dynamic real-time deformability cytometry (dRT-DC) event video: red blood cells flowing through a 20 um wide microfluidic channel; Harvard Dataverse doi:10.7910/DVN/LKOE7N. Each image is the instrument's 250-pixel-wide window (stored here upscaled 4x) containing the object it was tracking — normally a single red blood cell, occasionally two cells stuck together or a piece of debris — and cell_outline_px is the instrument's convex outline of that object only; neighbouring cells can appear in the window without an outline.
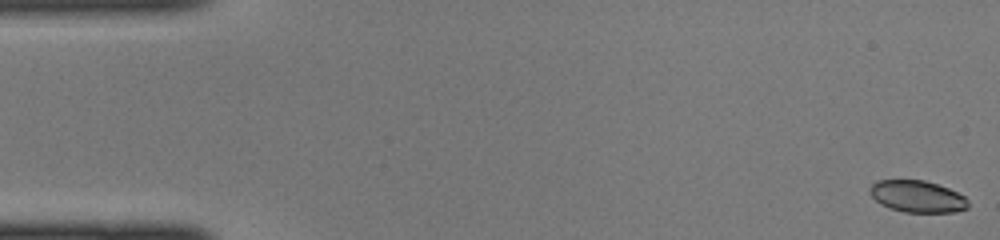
{"species": "common noctule bat (a hibernating species)", "species_latin": "Nyctalus noctula", "temperature_condition": "cold", "stored_images_in_passage": 45, "camera_frame_rate_fps": 3000, "um_per_image_px": 0.085, "animal": {"sex": "female", "body_mass_g": 22.0, "forearm_length_mm": 56.7}, "frame": {"image": 1, "passage_image": 1, "time_ms": 0.0, "image_size_px": [1000, 240], "cell_outline_px": [[968, 208], [952, 212], [904, 212], [892, 208], [876, 200], [868, 192], [868, 188], [876, 180], [924, 180], [948, 188], [964, 196], [968, 200]], "centroid_in_image_um": [77.96, 16.69], "position_along_channel_um": 7.0, "area_um2": 18.03}}
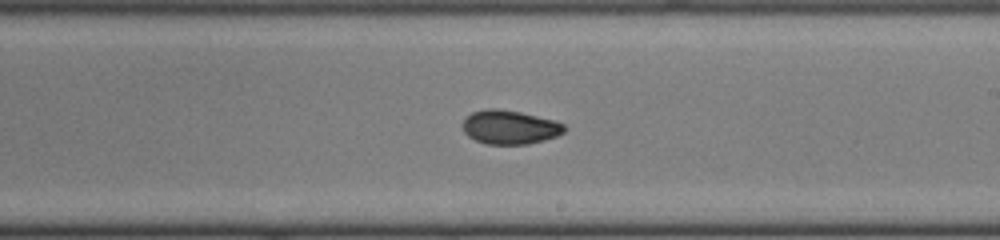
{"frame": {"image": 2, "passage_image": 26, "time_ms": 8.333, "image_size_px": [1000, 240], "cell_outline_px": [[568, 128], [564, 132], [556, 136], [544, 140], [528, 144], [484, 144], [468, 136], [464, 132], [464, 120], [472, 112], [488, 108], [496, 108], [520, 112], [552, 120], [564, 124]], "centroid_in_image_um": [43.34, 10.82], "position_along_channel_um": 245.7, "area_um2": 19.94}}
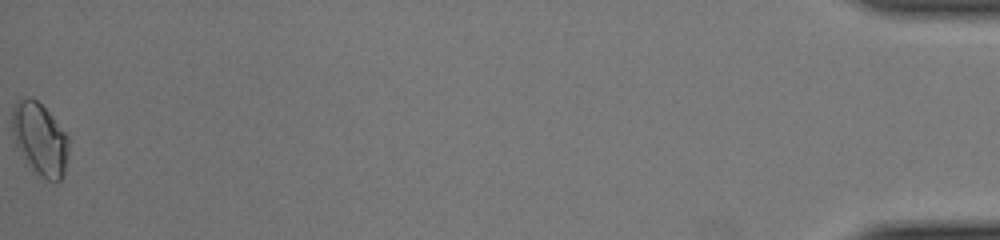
{"frame": {"image": 3, "passage_image": 45, "time_ms": 14.667, "image_size_px": [1000, 240], "cell_outline_px": [[68, 148], [64, 172], [60, 180], [56, 184], [40, 176], [32, 168], [16, 144], [12, 132], [12, 104], [20, 96], [28, 96], [36, 100], [48, 112], [68, 136]], "centroid_in_image_um": [3.37, 11.77], "position_along_channel_um": 431.8, "area_um2": 23.64}}